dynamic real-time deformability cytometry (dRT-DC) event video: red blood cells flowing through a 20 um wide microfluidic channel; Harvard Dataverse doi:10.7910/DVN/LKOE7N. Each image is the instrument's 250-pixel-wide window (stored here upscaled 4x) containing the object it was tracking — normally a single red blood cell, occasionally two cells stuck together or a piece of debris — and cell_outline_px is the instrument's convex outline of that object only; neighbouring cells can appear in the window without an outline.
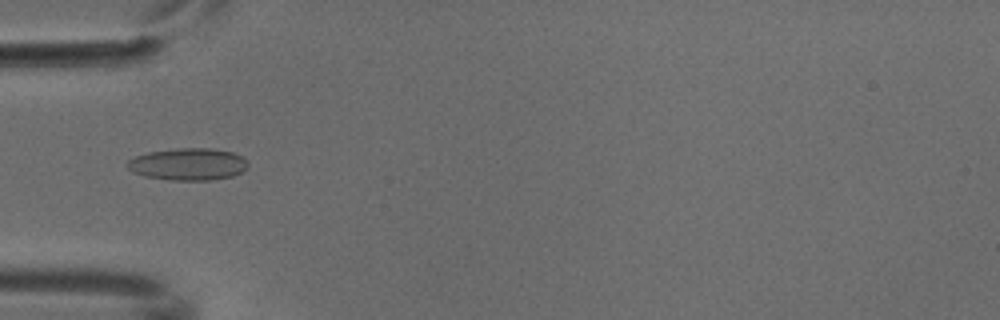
{"species": "common noctule bat (a hibernating species)", "species_latin": "Nyctalus noctula", "temperature_condition": "cold", "stored_images_in_passage": 2, "camera_frame_rate_fps": 3000, "um_per_image_px": 0.085, "animal": {"sex": "male", "body_mass_g": 18.8}, "frame": {"image": 1, "passage_image": 2, "time_ms": 0.333, "image_size_px": [1000, 320], "cell_outline_px": [[248, 168], [232, 176], [208, 180], [172, 180], [144, 176], [132, 172], [124, 164], [128, 160], [136, 156], [148, 152], [176, 148], [212, 148], [232, 152], [240, 156], [248, 164]], "centroid_in_image_um": [15.95, 13.95], "position_along_channel_um": 69.1, "area_um2": 22.54}}